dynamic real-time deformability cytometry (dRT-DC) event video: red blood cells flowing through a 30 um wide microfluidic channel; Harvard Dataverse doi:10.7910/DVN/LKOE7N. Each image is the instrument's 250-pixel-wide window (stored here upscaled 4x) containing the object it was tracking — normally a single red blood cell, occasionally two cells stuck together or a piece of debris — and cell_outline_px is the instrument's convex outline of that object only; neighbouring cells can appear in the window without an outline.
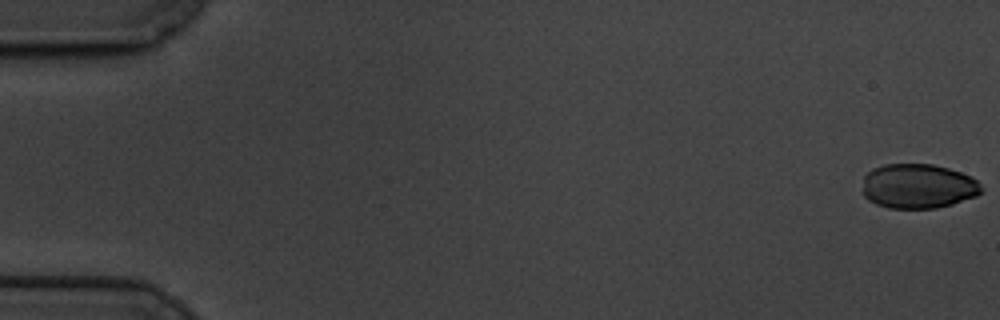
{"species": "common noctule bat (a hibernating species)", "species_latin": "Nyctalus noctula", "temperature_condition": "cold", "stored_images_in_passage": 6, "camera_frame_rate_fps": 3000, "um_per_image_px": 0.085, "animal": {"sex": "male", "body_mass_g": 19.5, "forearm_length_mm": 54.6}, "frame": {"image": 1, "passage_image": 1, "time_ms": 0.0, "image_size_px": [1000, 320], "cell_outline_px": [[984, 192], [976, 196], [952, 204], [936, 208], [888, 208], [876, 204], [868, 200], [864, 196], [864, 176], [872, 168], [884, 164], [932, 164], [948, 168], [972, 176], [980, 184]], "centroid_in_image_um": [78.05, 15.82], "position_along_channel_um": 6.9, "area_um2": 31.04}}